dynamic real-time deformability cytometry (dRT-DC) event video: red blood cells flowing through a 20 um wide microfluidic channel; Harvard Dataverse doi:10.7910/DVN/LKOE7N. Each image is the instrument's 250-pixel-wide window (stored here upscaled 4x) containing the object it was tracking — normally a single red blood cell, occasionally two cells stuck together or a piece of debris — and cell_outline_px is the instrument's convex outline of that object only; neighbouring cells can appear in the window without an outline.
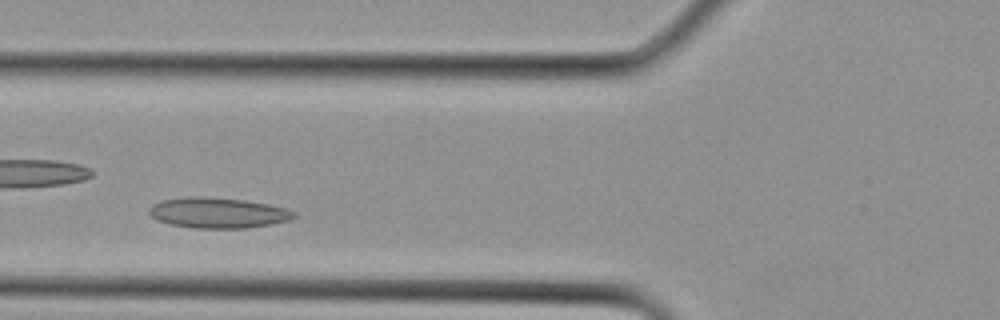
{"species": "Egyptian fruit bat (a non-hibernating species)", "species_latin": "Rousettus aegyptiacus", "temperature_condition": "cold", "stored_images_in_passage": 14, "camera_frame_rate_fps": 3000, "um_per_image_px": 0.085, "animal": {"sex": "female"}, "frame": {"image": 1, "passage_image": 3, "time_ms": 0.667, "image_size_px": [1000, 320], "cell_outline_px": [[296, 216], [288, 220], [272, 224], [248, 228], [192, 228], [172, 224], [156, 220], [148, 212], [148, 208], [152, 204], [160, 200], [188, 196], [200, 196], [244, 200], [268, 204], [288, 208], [296, 212]], "centroid_in_image_um": [18.51, 18.08], "position_along_channel_um": 107.3, "area_um2": 25.95}}
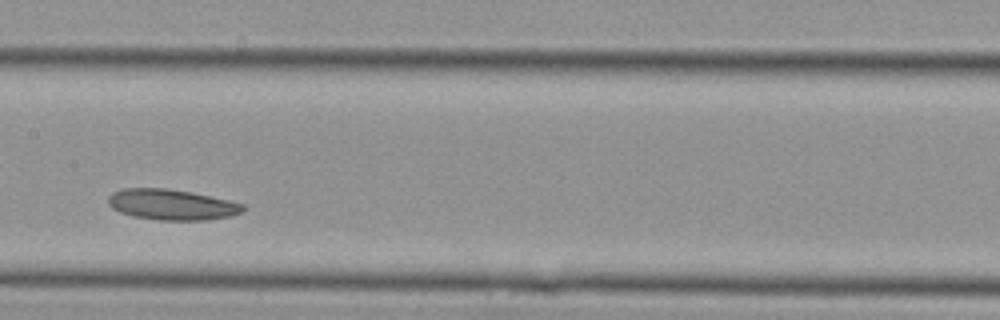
{"frame": {"image": 2, "passage_image": 7, "time_ms": 2.0, "image_size_px": [1000, 320], "cell_outline_px": [[244, 208], [240, 212], [228, 216], [204, 220], [160, 220], [136, 216], [120, 212], [112, 208], [108, 204], [108, 196], [112, 192], [124, 188], [164, 188], [188, 192], [228, 200], [244, 204]], "centroid_in_image_um": [14.54, 17.38], "position_along_channel_um": 192.9, "area_um2": 23.64}}
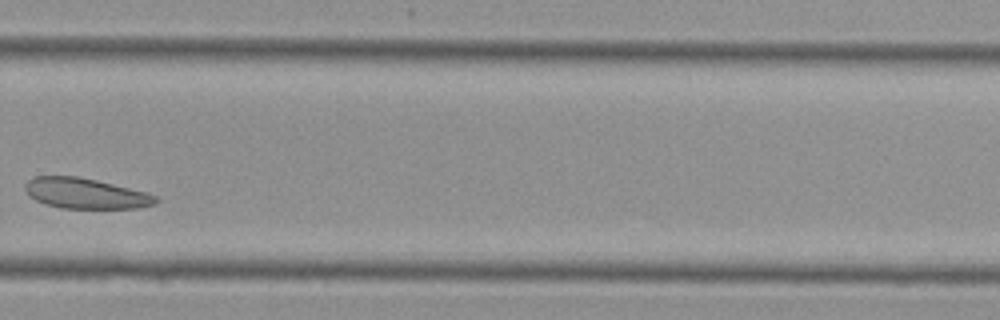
{"frame": {"image": 3, "passage_image": 13, "time_ms": 4.0, "image_size_px": [1000, 320], "cell_outline_px": [[160, 200], [156, 204], [136, 208], [60, 208], [36, 200], [28, 196], [24, 188], [24, 184], [28, 180], [36, 176], [76, 176], [96, 180], [160, 196]], "centroid_in_image_um": [7.27, 16.44], "position_along_channel_um": 322.5, "area_um2": 23.12}}